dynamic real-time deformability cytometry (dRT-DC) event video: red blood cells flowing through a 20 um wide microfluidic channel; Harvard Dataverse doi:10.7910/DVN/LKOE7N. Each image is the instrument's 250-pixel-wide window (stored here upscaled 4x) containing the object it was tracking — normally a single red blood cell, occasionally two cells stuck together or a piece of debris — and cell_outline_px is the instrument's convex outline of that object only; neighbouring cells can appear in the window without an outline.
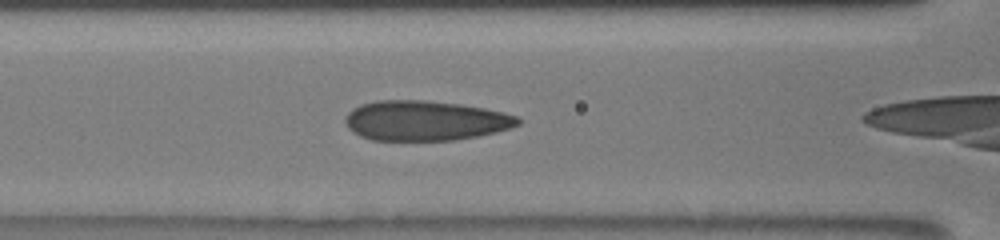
{"species": "human", "species_latin": "Homo sapiens", "temperature_condition": "room temperature", "stored_images_in_passage": 14, "camera_frame_rate_fps": 3000, "um_per_image_px": 0.085, "donor": {"sex": "male"}, "frame": {"image": 1, "passage_image": 3, "time_ms": 0.667, "image_size_px": [1000, 240], "cell_outline_px": [[520, 124], [496, 132], [476, 136], [452, 140], [372, 140], [360, 136], [352, 132], [348, 128], [344, 120], [344, 116], [352, 108], [360, 104], [376, 100], [424, 100], [460, 104], [484, 108], [504, 112], [516, 116], [520, 120]], "centroid_in_image_um": [36.09, 10.25], "position_along_channel_um": 130.5, "area_um2": 40.29}}
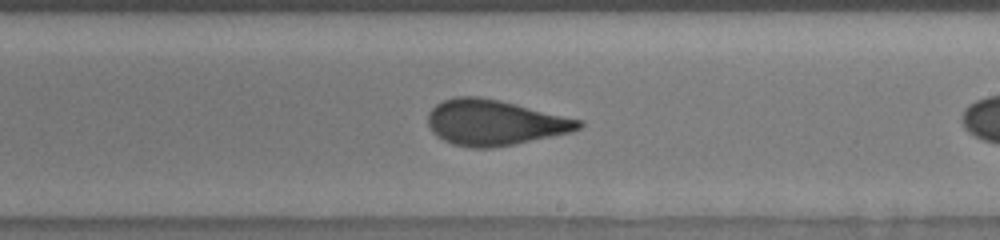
{"frame": {"image": 2, "passage_image": 12, "time_ms": 3.667, "image_size_px": [1000, 240], "cell_outline_px": [[584, 124], [580, 128], [572, 132], [492, 148], [472, 148], [452, 144], [436, 136], [432, 132], [428, 124], [428, 112], [436, 104], [444, 100], [456, 96], [480, 96], [500, 100], [580, 120]], "centroid_in_image_um": [41.99, 10.41], "position_along_channel_um": 247.0, "area_um2": 39.77}}